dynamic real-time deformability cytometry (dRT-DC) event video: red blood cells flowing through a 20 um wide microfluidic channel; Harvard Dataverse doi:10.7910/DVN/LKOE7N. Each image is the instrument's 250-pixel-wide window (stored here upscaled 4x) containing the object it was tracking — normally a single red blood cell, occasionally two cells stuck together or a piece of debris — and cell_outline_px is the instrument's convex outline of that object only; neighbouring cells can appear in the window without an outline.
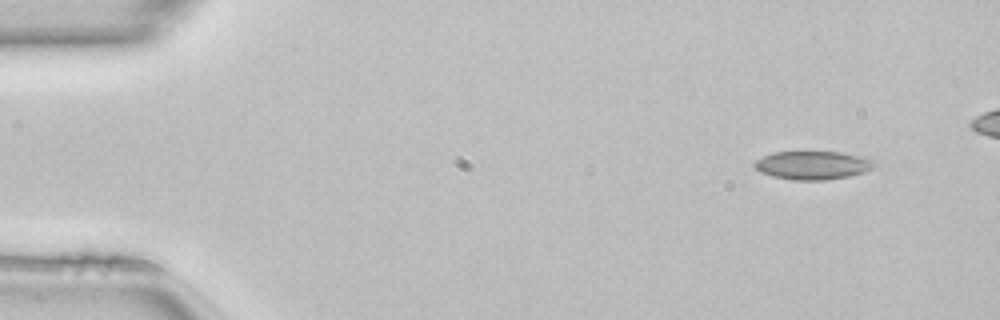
{"species": "common noctule bat (a hibernating species)", "species_latin": "Nyctalus noctula", "temperature_condition": "room temperature", "stored_images_in_passage": 43, "camera_frame_rate_fps": 3000, "um_per_image_px": 0.085, "animal": {"sex": "female", "body_mass_g": 22.7, "forearm_length_mm": 54.2}, "frame": {"image": 1, "passage_image": 1, "time_ms": 0.0, "image_size_px": [1000, 320], "cell_outline_px": [[880, 164], [864, 172], [848, 176], [824, 180], [792, 180], [772, 176], [760, 172], [752, 164], [756, 160], [772, 152], [840, 152], [880, 160]], "centroid_in_image_um": [69.14, 14.04], "position_along_channel_um": 15.9, "area_um2": 20.06}}
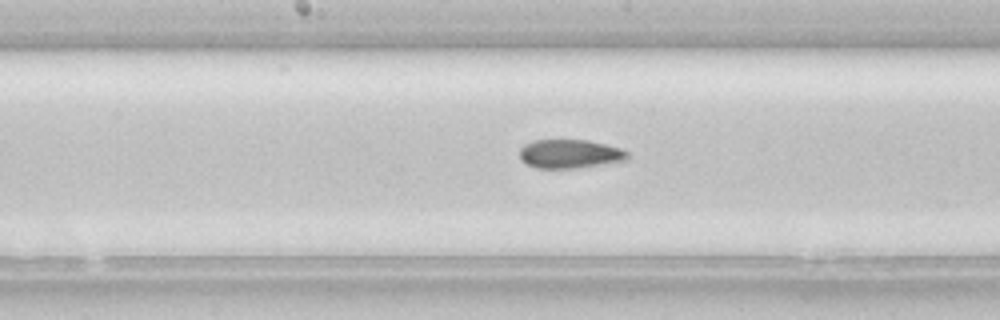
{"frame": {"image": 2, "passage_image": 22, "time_ms": 7.0, "image_size_px": [1000, 320], "cell_outline_px": [[628, 156], [624, 160], [572, 168], [536, 168], [524, 164], [520, 160], [520, 148], [524, 144], [532, 140], [588, 140], [620, 148], [628, 152]], "centroid_in_image_um": [48.34, 13.07], "position_along_channel_um": 199.9, "area_um2": 17.92}}
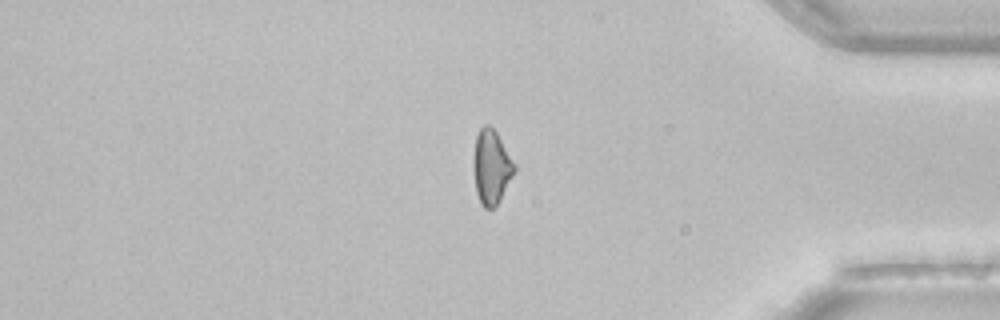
{"frame": {"image": 3, "passage_image": 38, "time_ms": 12.333, "image_size_px": [1000, 320], "cell_outline_px": [[516, 172], [496, 204], [492, 208], [484, 208], [480, 204], [476, 192], [472, 168], [472, 160], [476, 136], [480, 128], [484, 124], [488, 124], [496, 132], [516, 164]], "centroid_in_image_um": [41.75, 14.18], "position_along_channel_um": 393.5, "area_um2": 17.92}, "authors_computed_cell_mechanics": {"area_um2": 18.2648, "velocity_mm_per_s": 4.1418, "shape_relaxation_time_tau1_ms": 10.6093, "shape_relaxation_time_tau2_ms": 4.5085, "deformation_change_tau1": 0.2088, "deformation_change_tau2": 0.1249}}